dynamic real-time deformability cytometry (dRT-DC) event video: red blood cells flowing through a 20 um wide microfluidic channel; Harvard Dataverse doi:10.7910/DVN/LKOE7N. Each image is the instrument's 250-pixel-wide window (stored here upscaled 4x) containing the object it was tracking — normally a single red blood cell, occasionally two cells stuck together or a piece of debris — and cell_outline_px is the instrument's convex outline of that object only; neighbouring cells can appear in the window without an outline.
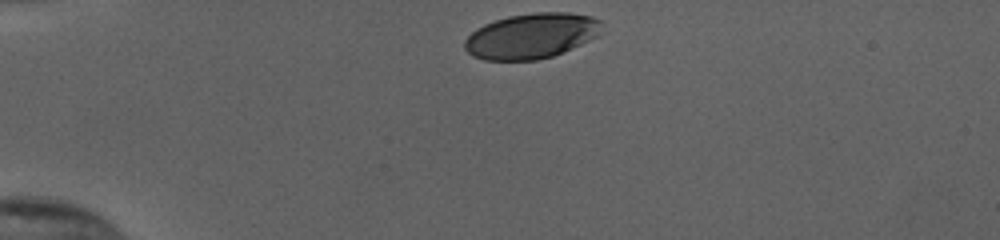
{"species": "human", "species_latin": "Homo sapiens", "temperature_condition": "cold", "stored_images_in_passage": 33, "camera_frame_rate_fps": 3000, "um_per_image_px": 0.085, "donor": {"sex": "female"}, "frame": {"image": 1, "passage_image": 1, "time_ms": 0.0, "image_size_px": [1000, 240], "cell_outline_px": [[604, 32], [572, 48], [552, 56], [536, 60], [484, 60], [472, 56], [464, 48], [464, 40], [476, 28], [484, 24], [508, 16], [536, 12], [568, 12], [592, 16], [600, 20]], "centroid_in_image_um": [45.17, 3.04], "position_along_channel_um": 39.8, "area_um2": 36.3}}
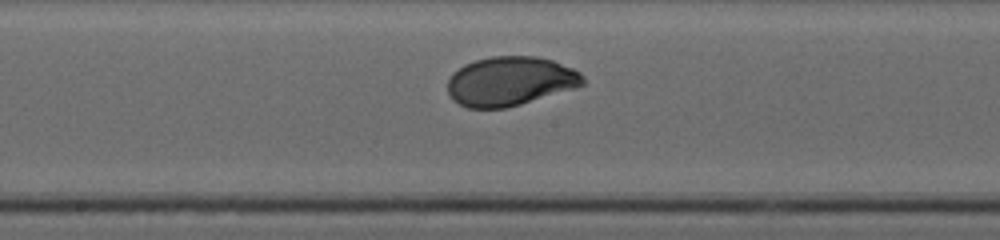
{"frame": {"image": 2, "passage_image": 18, "time_ms": 5.667, "image_size_px": [1000, 240], "cell_outline_px": [[584, 84], [576, 88], [520, 104], [504, 108], [468, 108], [452, 100], [448, 92], [448, 80], [452, 72], [464, 64], [476, 60], [492, 56], [536, 56], [552, 60], [572, 68], [580, 72], [584, 76]], "centroid_in_image_um": [43.36, 6.9], "position_along_channel_um": 204.8, "area_um2": 38.84}}
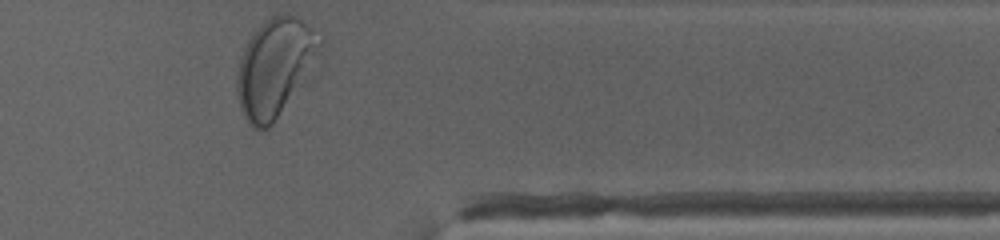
{"frame": {"image": 3, "passage_image": 33, "time_ms": 10.667, "image_size_px": [1000, 240], "cell_outline_px": [[324, 40], [316, 76], [272, 124], [264, 132], [260, 132], [252, 128], [248, 124], [240, 108], [236, 92], [236, 72], [244, 48], [252, 32], [264, 20], [272, 16], [296, 16], [324, 36]], "centroid_in_image_um": [23.48, 5.8], "position_along_channel_um": 387.9, "area_um2": 50.0}, "authors_computed_cell_mechanics": {"area_um2": 38.437, "velocity_mm_per_s": 3.8119, "shape_relaxation_time_tau1_ms": 2.2317, "shape_relaxation_time_tau2_ms": null, "deformation_change_tau1": 0.1301, "deformation_change_tau2": null}}